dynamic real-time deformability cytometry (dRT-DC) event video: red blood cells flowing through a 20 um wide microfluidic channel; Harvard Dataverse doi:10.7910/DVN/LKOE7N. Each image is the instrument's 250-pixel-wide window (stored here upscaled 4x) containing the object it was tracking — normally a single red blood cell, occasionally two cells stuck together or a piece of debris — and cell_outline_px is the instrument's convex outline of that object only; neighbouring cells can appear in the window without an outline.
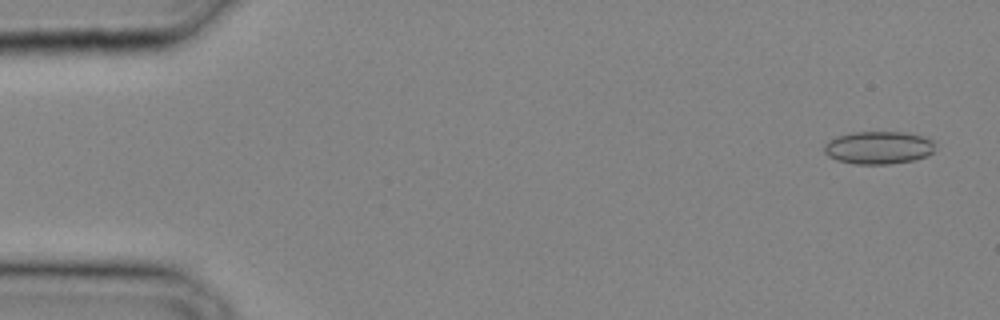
{"species": "common noctule bat (a hibernating species)", "species_latin": "Nyctalus noctula", "temperature_condition": "cold", "stored_images_in_passage": 36, "camera_frame_rate_fps": 3000, "um_per_image_px": 0.085, "animal": {"sex": "male", "body_mass_g": 20.4}, "frame": {"image": 1, "passage_image": 2, "time_ms": 0.333, "image_size_px": [1000, 320], "cell_outline_px": [[936, 140], [932, 152], [928, 156], [912, 160], [888, 164], [856, 164], [836, 160], [828, 156], [824, 152], [824, 144], [828, 140], [836, 136], [848, 132], [904, 132], [924, 136]], "centroid_in_image_um": [74.67, 12.53], "position_along_channel_um": 10.3, "area_um2": 21.5}}